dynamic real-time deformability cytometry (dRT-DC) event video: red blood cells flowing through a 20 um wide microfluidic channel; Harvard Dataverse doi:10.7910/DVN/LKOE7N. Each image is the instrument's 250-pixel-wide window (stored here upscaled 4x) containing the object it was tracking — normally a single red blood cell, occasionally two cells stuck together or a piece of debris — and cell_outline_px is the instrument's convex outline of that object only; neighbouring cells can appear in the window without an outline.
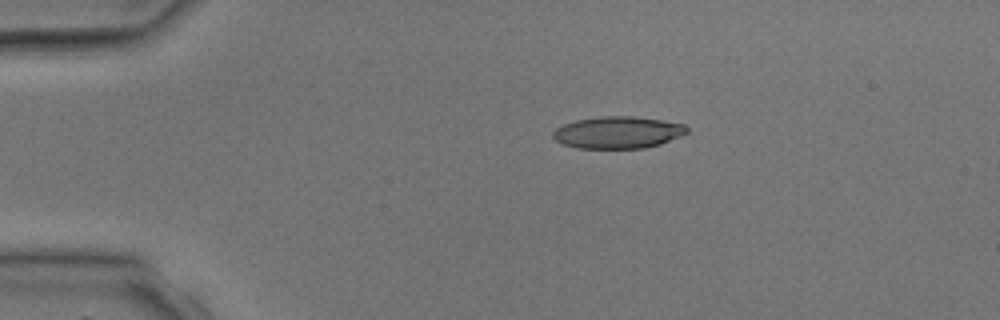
{"species": "common noctule bat (a hibernating species)", "species_latin": "Nyctalus noctula", "temperature_condition": "room temperature", "stored_images_in_passage": 2, "camera_frame_rate_fps": 3000, "um_per_image_px": 0.085, "animal": {"sex": "male", "body_mass_g": 17.9, "forearm_length_mm": 54.2}, "frame": {"image": 1, "passage_image": 1, "time_ms": 0.0, "image_size_px": [1000, 320], "cell_outline_px": [[688, 132], [680, 136], [660, 144], [644, 148], [576, 148], [564, 144], [556, 140], [552, 136], [552, 132], [556, 128], [564, 124], [576, 120], [604, 116], [632, 116], [660, 120], [684, 124], [688, 128]], "centroid_in_image_um": [52.51, 11.26], "position_along_channel_um": 32.5, "area_um2": 24.8}}